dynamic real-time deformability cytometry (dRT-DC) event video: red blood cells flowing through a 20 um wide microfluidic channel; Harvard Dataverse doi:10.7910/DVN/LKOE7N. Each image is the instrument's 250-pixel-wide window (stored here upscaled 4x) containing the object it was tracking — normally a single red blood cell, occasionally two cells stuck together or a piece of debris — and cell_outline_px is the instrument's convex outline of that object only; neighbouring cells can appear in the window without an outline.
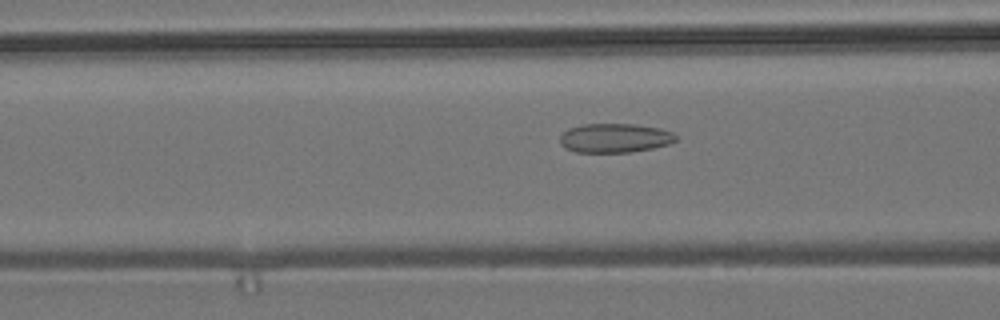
{"species": "common noctule bat (a hibernating species)", "species_latin": "Nyctalus noctula", "temperature_condition": "room temperature", "stored_images_in_passage": 43, "camera_frame_rate_fps": 3000, "um_per_image_px": 0.085, "animal": {"sex": "male", "body_mass_g": 19.2, "forearm_length_mm": 51.8}, "frame": {"image": 1, "passage_image": 12, "time_ms": 3.667, "image_size_px": [1000, 320], "cell_outline_px": [[676, 140], [668, 144], [652, 148], [632, 152], [576, 152], [564, 148], [560, 144], [560, 136], [568, 128], [584, 124], [636, 124], [660, 128], [672, 132], [676, 136]], "centroid_in_image_um": [52.24, 11.73], "position_along_channel_um": 114.4, "area_um2": 19.71}}
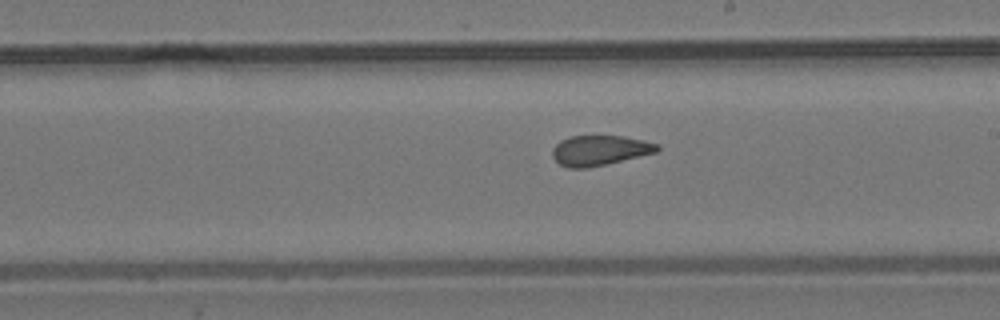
{"frame": {"image": 2, "passage_image": 22, "time_ms": 7.0, "image_size_px": [1000, 320], "cell_outline_px": [[660, 148], [656, 152], [588, 168], [568, 168], [560, 164], [552, 156], [552, 148], [560, 140], [572, 136], [624, 136], [644, 140], [660, 144]], "centroid_in_image_um": [50.97, 12.77], "position_along_channel_um": 238.0, "area_um2": 18.32}}
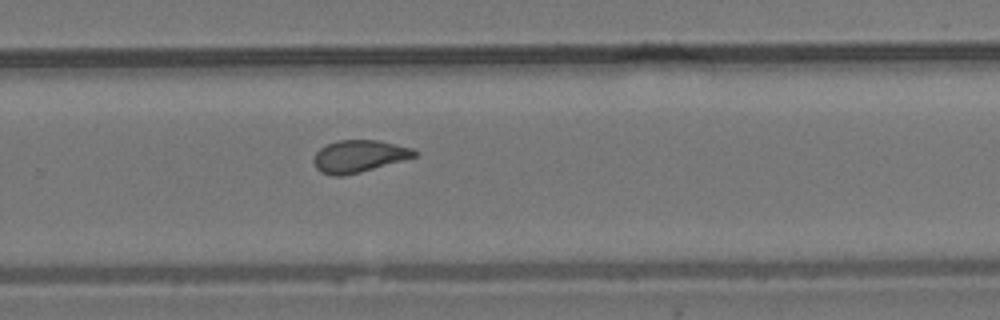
{"frame": {"image": 3, "passage_image": 27, "time_ms": 8.667, "image_size_px": [1000, 320], "cell_outline_px": [[420, 152], [416, 156], [404, 160], [360, 172], [344, 176], [332, 176], [320, 172], [316, 168], [312, 160], [316, 152], [320, 148], [336, 140], [380, 140], [412, 148]], "centroid_in_image_um": [30.51, 13.28], "position_along_channel_um": 299.3, "area_um2": 19.07}, "authors_computed_cell_mechanics": {"area_um2": 18.9006, "velocity_mm_per_s": 3.702, "shape_relaxation_time_tau1_ms": null, "shape_relaxation_time_tau2_ms": 1.5234, "deformation_change_tau1": null, "deformation_change_tau2": 0.0855}}